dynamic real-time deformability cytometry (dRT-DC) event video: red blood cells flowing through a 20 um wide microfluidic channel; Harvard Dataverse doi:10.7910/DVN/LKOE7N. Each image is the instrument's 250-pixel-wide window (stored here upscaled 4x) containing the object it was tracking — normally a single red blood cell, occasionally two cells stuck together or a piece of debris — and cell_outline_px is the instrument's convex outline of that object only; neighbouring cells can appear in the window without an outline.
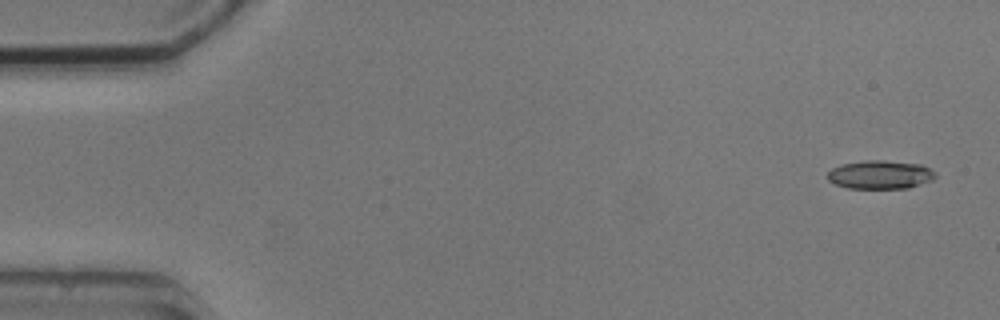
{"species": "common noctule bat (a hibernating species)", "species_latin": "Nyctalus noctula", "temperature_condition": "cold", "stored_images_in_passage": 6, "camera_frame_rate_fps": 3000, "um_per_image_px": 0.085, "animal": {"sex": "male", "body_mass_g": 20.5, "forearm_length_mm": 52.5}, "frame": {"image": 1, "passage_image": 1, "time_ms": 0.0, "image_size_px": [1000, 320], "cell_outline_px": [[936, 176], [932, 180], [908, 188], [848, 188], [836, 184], [828, 180], [828, 172], [832, 168], [840, 164], [864, 160], [884, 160], [920, 164], [936, 172]], "centroid_in_image_um": [74.81, 14.84], "position_along_channel_um": 10.2, "area_um2": 17.92}}
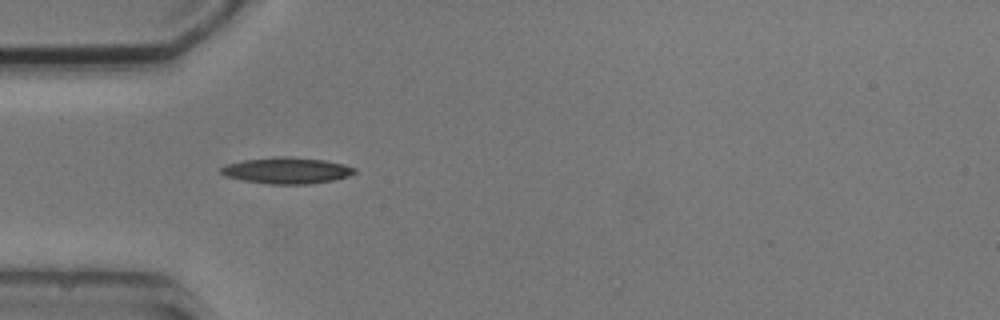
{"frame": {"image": 2, "passage_image": 5, "time_ms": 4.667, "image_size_px": [1000, 320], "cell_outline_px": [[356, 172], [348, 176], [332, 180], [308, 184], [268, 184], [244, 180], [224, 176], [220, 172], [220, 168], [224, 164], [244, 160], [276, 156], [288, 156], [324, 160], [344, 164], [356, 168]], "centroid_in_image_um": [24.35, 14.48], "position_along_channel_um": 60.7, "area_um2": 20.52}}